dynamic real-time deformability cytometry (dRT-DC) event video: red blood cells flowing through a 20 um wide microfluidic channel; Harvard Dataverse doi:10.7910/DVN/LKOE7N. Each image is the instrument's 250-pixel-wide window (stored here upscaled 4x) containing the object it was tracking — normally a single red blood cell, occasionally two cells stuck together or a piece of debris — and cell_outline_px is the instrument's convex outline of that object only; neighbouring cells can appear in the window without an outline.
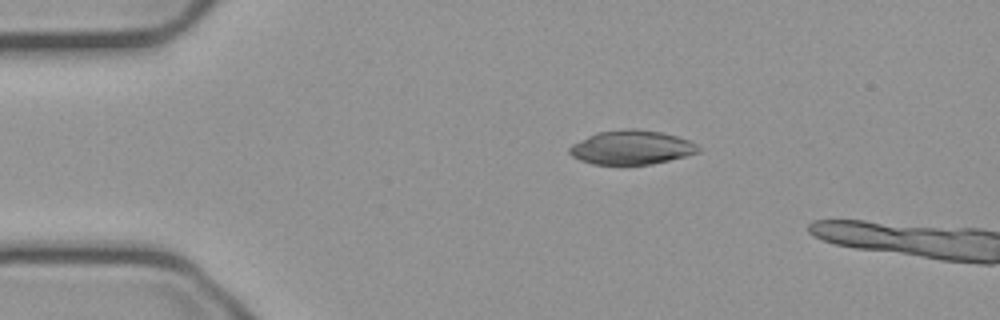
{"species": "common noctule bat (a hibernating species)", "species_latin": "Nyctalus noctula", "temperature_condition": "cold", "stored_images_in_passage": 5, "camera_frame_rate_fps": 3000, "um_per_image_px": 0.085, "animal": {"sex": "male", "body_mass_g": 23.1, "forearm_length_mm": 52.7}, "frame": {"image": 1, "passage_image": 1, "time_ms": 0.0, "image_size_px": [1000, 320], "cell_outline_px": [[700, 152], [652, 164], [592, 164], [580, 160], [572, 156], [568, 152], [568, 148], [572, 144], [596, 132], [628, 128], [636, 128], [660, 132], [676, 136], [688, 140], [696, 144], [700, 148]], "centroid_in_image_um": [53.65, 12.52], "position_along_channel_um": 31.4, "area_um2": 25.49}}